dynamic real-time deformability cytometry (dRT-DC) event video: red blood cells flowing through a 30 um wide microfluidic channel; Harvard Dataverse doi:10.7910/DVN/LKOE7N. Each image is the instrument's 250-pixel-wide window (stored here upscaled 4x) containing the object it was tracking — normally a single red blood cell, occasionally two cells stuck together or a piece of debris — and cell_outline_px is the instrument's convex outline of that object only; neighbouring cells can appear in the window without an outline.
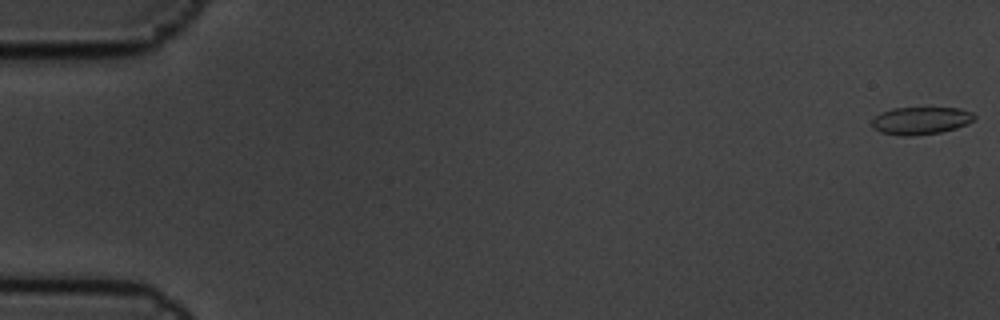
{"species": "common noctule bat (a hibernating species)", "species_latin": "Nyctalus noctula", "temperature_condition": "cold", "stored_images_in_passage": 6, "segment_of_instrument_passage": [2, 2], "camera_frame_rate_fps": 3000, "um_per_image_px": 0.085, "animal": {"sex": "male", "body_mass_g": 19.5, "forearm_length_mm": 54.6}, "frame": {"image": 1, "passage_image": 6, "time_ms": 1.667, "image_size_px": [1000, 320], "cell_outline_px": [[976, 116], [968, 124], [956, 128], [940, 132], [908, 136], [904, 136], [880, 132], [872, 128], [872, 120], [880, 112], [892, 108], [960, 108], [972, 112]], "centroid_in_image_um": [78.25, 10.25], "position_along_channel_um": 6.7, "area_um2": 16.42}}